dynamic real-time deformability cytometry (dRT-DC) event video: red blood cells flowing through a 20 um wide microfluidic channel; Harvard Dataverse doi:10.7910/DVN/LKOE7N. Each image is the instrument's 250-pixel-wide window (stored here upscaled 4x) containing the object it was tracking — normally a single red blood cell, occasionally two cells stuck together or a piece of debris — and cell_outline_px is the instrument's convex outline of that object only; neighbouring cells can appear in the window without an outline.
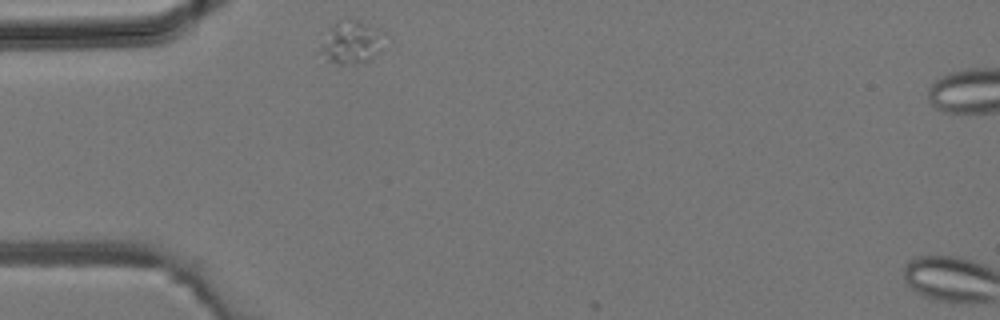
{"species": "common noctule bat (a hibernating species)", "species_latin": "Nyctalus noctula", "temperature_condition": "room temperature", "stored_images_in_passage": 2, "camera_frame_rate_fps": 3000, "um_per_image_px": 0.085, "animal": {"sex": "male", "body_mass_g": 19.2, "forearm_length_mm": 51.8}, "frame": {"image": 1, "passage_image": 1, "time_ms": 0.0, "image_size_px": [1000, 320], "cell_outline_px": [[380, 52], [364, 60], [352, 64], [340, 64], [328, 60], [324, 52], [324, 44], [332, 24], [336, 20], [344, 16], [356, 20], [364, 24]], "centroid_in_image_um": [29.67, 3.59], "position_along_channel_um": 55.3, "area_um2": 13.53}}